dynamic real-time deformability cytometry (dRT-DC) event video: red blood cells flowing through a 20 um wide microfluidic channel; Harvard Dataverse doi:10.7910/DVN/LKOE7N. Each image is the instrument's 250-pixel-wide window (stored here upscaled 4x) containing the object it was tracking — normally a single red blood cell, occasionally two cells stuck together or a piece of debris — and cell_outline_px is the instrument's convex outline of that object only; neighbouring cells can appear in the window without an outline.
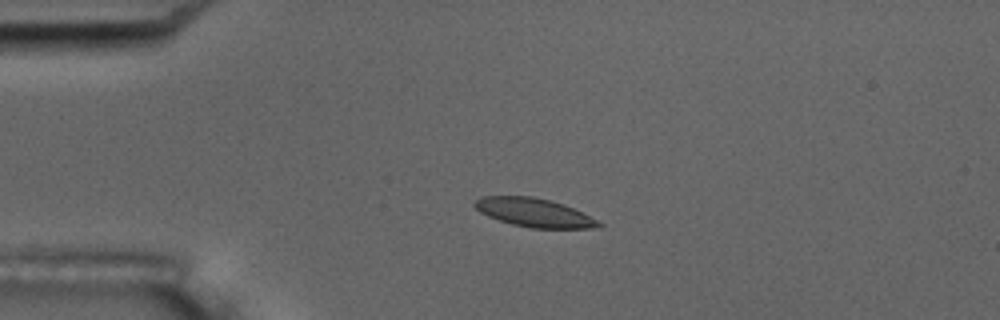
{"species": "common noctule bat (a hibernating species)", "species_latin": "Nyctalus noctula", "temperature_condition": "room temperature", "stored_images_in_passage": 5, "camera_frame_rate_fps": 3000, "um_per_image_px": 0.085, "animal": {"sex": "male", "body_mass_g": 17.5, "forearm_length_mm": 52.3}, "frame": {"image": 1, "passage_image": 4, "time_ms": 4.333, "image_size_px": [1000, 320], "cell_outline_px": [[604, 224], [600, 228], [532, 228], [512, 224], [488, 216], [480, 212], [472, 204], [480, 196], [532, 196], [564, 204]], "centroid_in_image_um": [45.38, 18.07], "position_along_channel_um": 39.6, "area_um2": 20.46}}